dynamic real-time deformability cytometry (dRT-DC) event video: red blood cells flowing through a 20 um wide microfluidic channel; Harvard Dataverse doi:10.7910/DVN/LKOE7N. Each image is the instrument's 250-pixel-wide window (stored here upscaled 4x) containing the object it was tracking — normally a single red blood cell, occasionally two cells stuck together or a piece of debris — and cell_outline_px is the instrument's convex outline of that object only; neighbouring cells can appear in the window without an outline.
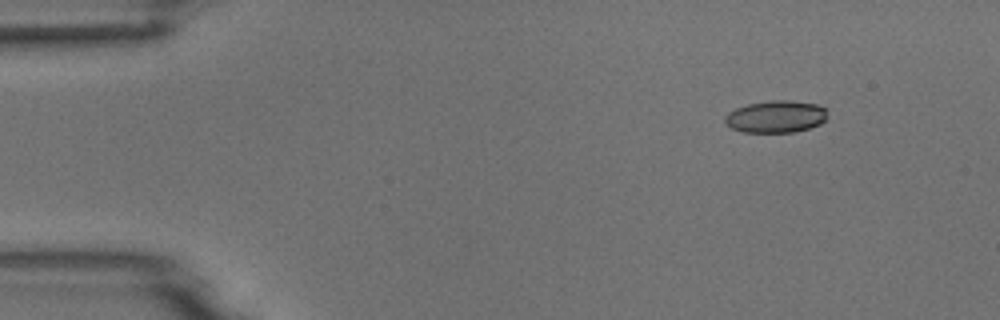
{"species": "common noctule bat (a hibernating species)", "species_latin": "Nyctalus noctula", "temperature_condition": "room temperature", "stored_images_in_passage": 8, "camera_frame_rate_fps": 3000, "um_per_image_px": 0.085, "animal": {"sex": "male", "body_mass_g": 18.8}, "frame": {"image": 1, "passage_image": 1, "time_ms": 0.0, "image_size_px": [1000, 320], "cell_outline_px": [[828, 116], [820, 124], [796, 132], [744, 132], [732, 128], [724, 120], [724, 116], [728, 112], [736, 108], [748, 104], [772, 100], [788, 100], [816, 104], [824, 108]], "centroid_in_image_um": [65.94, 9.91], "position_along_channel_um": 19.1, "area_um2": 19.07}}
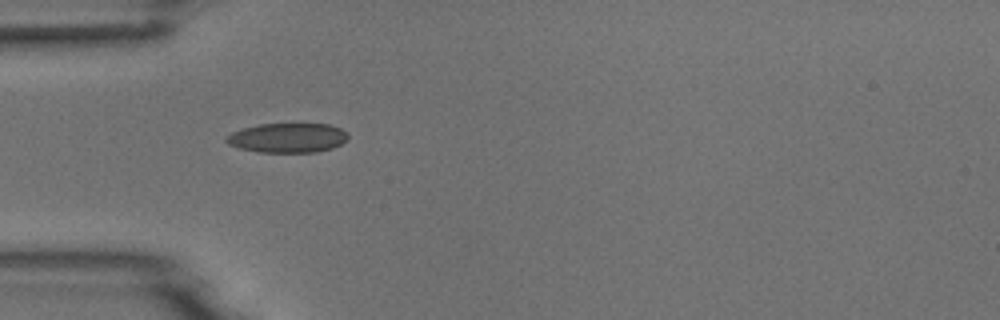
{"frame": {"image": 2, "passage_image": 4, "time_ms": 3.333, "image_size_px": [1000, 320], "cell_outline_px": [[348, 140], [332, 148], [316, 152], [260, 152], [240, 148], [228, 144], [224, 140], [232, 132], [244, 128], [260, 124], [328, 124], [340, 128], [348, 132]], "centroid_in_image_um": [24.48, 11.71], "position_along_channel_um": 60.5, "area_um2": 20.87}}